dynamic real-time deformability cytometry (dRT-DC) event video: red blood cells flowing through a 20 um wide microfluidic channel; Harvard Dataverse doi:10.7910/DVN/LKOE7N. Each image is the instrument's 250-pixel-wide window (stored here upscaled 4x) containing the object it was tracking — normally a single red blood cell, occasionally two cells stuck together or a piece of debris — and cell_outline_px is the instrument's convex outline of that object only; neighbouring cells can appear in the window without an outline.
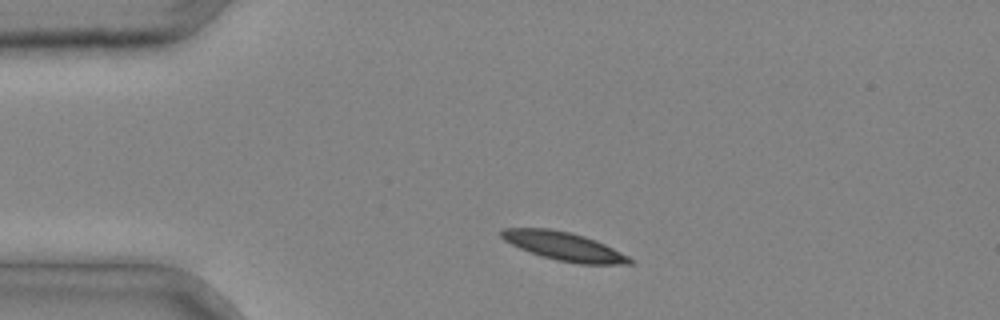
{"species": "common noctule bat (a hibernating species)", "species_latin": "Nyctalus noctula", "temperature_condition": "cold", "stored_images_in_passage": 30, "camera_frame_rate_fps": 3000, "um_per_image_px": 0.085, "animal": {"sex": "male", "body_mass_g": 20.4}, "frame": {"image": 1, "passage_image": 1, "time_ms": 0.0, "image_size_px": [1000, 320], "cell_outline_px": [[636, 260], [632, 264], [580, 264], [556, 260], [520, 248], [504, 240], [500, 236], [500, 228], [548, 228], [572, 232], [596, 240]], "centroid_in_image_um": [47.95, 20.92], "position_along_channel_um": 37.1, "area_um2": 21.21}}
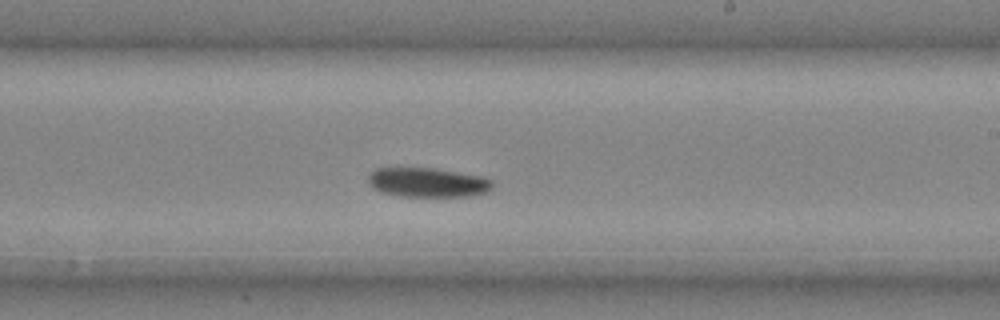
{"frame": {"image": 2, "passage_image": 16, "time_ms": 5.0, "image_size_px": [1000, 320], "cell_outline_px": [[492, 188], [488, 192], [472, 196], [400, 196], [380, 192], [372, 188], [368, 184], [368, 176], [376, 168], [436, 168], [484, 176], [492, 180]], "centroid_in_image_um": [36.37, 15.5], "position_along_channel_um": 252.6, "area_um2": 21.56}}
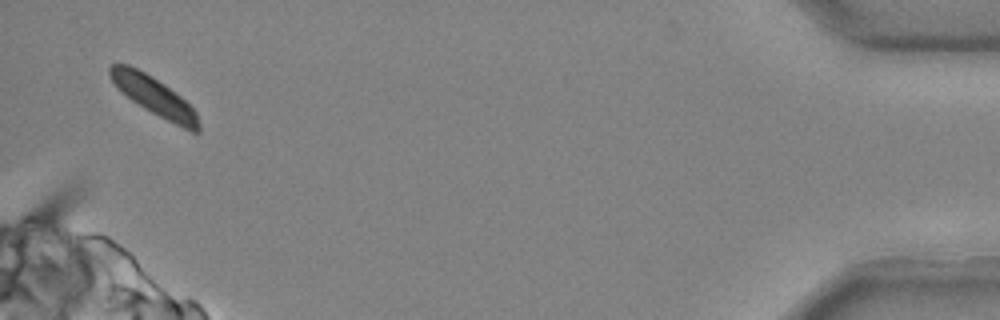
{"frame": {"image": 3, "passage_image": 30, "time_ms": 9.667, "image_size_px": [1000, 320], "cell_outline_px": [[200, 132], [192, 132], [144, 108], [132, 100], [108, 76], [108, 68], [112, 64], [128, 64], [152, 76], [164, 84], [180, 96], [196, 112], [200, 124]], "centroid_in_image_um": [13.11, 8.16], "position_along_channel_um": 422.1, "area_um2": 19.31}}